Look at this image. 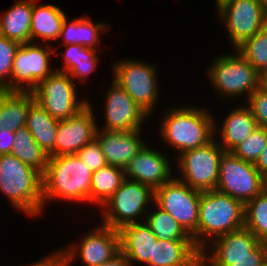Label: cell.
<instances>
[{
	"label": "cell",
	"mask_w": 267,
	"mask_h": 266,
	"mask_svg": "<svg viewBox=\"0 0 267 266\" xmlns=\"http://www.w3.org/2000/svg\"><path fill=\"white\" fill-rule=\"evenodd\" d=\"M208 110L188 103L172 106L164 112L158 134L168 148L176 150V157L183 152L203 147L214 139L216 116L213 117L211 110Z\"/></svg>",
	"instance_id": "1"
},
{
	"label": "cell",
	"mask_w": 267,
	"mask_h": 266,
	"mask_svg": "<svg viewBox=\"0 0 267 266\" xmlns=\"http://www.w3.org/2000/svg\"><path fill=\"white\" fill-rule=\"evenodd\" d=\"M93 172L82 160L72 155L49 156L42 174V200L44 209L49 202L70 201L91 204V178Z\"/></svg>",
	"instance_id": "2"
},
{
	"label": "cell",
	"mask_w": 267,
	"mask_h": 266,
	"mask_svg": "<svg viewBox=\"0 0 267 266\" xmlns=\"http://www.w3.org/2000/svg\"><path fill=\"white\" fill-rule=\"evenodd\" d=\"M0 194L15 211L29 217L45 213L42 200V174L12 154L0 155Z\"/></svg>",
	"instance_id": "3"
},
{
	"label": "cell",
	"mask_w": 267,
	"mask_h": 266,
	"mask_svg": "<svg viewBox=\"0 0 267 266\" xmlns=\"http://www.w3.org/2000/svg\"><path fill=\"white\" fill-rule=\"evenodd\" d=\"M245 205L219 191H202L199 202L197 248L201 251L212 240L244 227Z\"/></svg>",
	"instance_id": "4"
},
{
	"label": "cell",
	"mask_w": 267,
	"mask_h": 266,
	"mask_svg": "<svg viewBox=\"0 0 267 266\" xmlns=\"http://www.w3.org/2000/svg\"><path fill=\"white\" fill-rule=\"evenodd\" d=\"M234 52L216 55L206 77L221 100L236 101L245 96L247 101L259 87L260 74L236 49Z\"/></svg>",
	"instance_id": "5"
},
{
	"label": "cell",
	"mask_w": 267,
	"mask_h": 266,
	"mask_svg": "<svg viewBox=\"0 0 267 266\" xmlns=\"http://www.w3.org/2000/svg\"><path fill=\"white\" fill-rule=\"evenodd\" d=\"M154 201L155 191L151 187L125 179L108 201L98 208L101 210V224L120 230L127 224L143 222Z\"/></svg>",
	"instance_id": "6"
},
{
	"label": "cell",
	"mask_w": 267,
	"mask_h": 266,
	"mask_svg": "<svg viewBox=\"0 0 267 266\" xmlns=\"http://www.w3.org/2000/svg\"><path fill=\"white\" fill-rule=\"evenodd\" d=\"M112 79L119 84L133 101L147 113L154 116L159 102L160 85L156 65L144 60L129 58L114 61L110 66Z\"/></svg>",
	"instance_id": "7"
},
{
	"label": "cell",
	"mask_w": 267,
	"mask_h": 266,
	"mask_svg": "<svg viewBox=\"0 0 267 266\" xmlns=\"http://www.w3.org/2000/svg\"><path fill=\"white\" fill-rule=\"evenodd\" d=\"M215 5L232 49L267 25V3L263 0H215Z\"/></svg>",
	"instance_id": "8"
},
{
	"label": "cell",
	"mask_w": 267,
	"mask_h": 266,
	"mask_svg": "<svg viewBox=\"0 0 267 266\" xmlns=\"http://www.w3.org/2000/svg\"><path fill=\"white\" fill-rule=\"evenodd\" d=\"M68 73L55 70L31 91L35 102L43 107L53 118L65 120L79 113L89 104L81 99L77 84ZM80 98V99H79Z\"/></svg>",
	"instance_id": "9"
},
{
	"label": "cell",
	"mask_w": 267,
	"mask_h": 266,
	"mask_svg": "<svg viewBox=\"0 0 267 266\" xmlns=\"http://www.w3.org/2000/svg\"><path fill=\"white\" fill-rule=\"evenodd\" d=\"M224 152L214 138L203 147L179 154L175 157L174 164L177 178L199 191L215 190L219 179L220 160Z\"/></svg>",
	"instance_id": "10"
},
{
	"label": "cell",
	"mask_w": 267,
	"mask_h": 266,
	"mask_svg": "<svg viewBox=\"0 0 267 266\" xmlns=\"http://www.w3.org/2000/svg\"><path fill=\"white\" fill-rule=\"evenodd\" d=\"M96 225L81 236L80 243L71 242L60 248L64 266H72L77 259L84 266H99L121 251L120 231L101 223Z\"/></svg>",
	"instance_id": "11"
},
{
	"label": "cell",
	"mask_w": 267,
	"mask_h": 266,
	"mask_svg": "<svg viewBox=\"0 0 267 266\" xmlns=\"http://www.w3.org/2000/svg\"><path fill=\"white\" fill-rule=\"evenodd\" d=\"M201 192L189 187L176 175L155 190L154 203L168 212L192 236L196 247Z\"/></svg>",
	"instance_id": "12"
},
{
	"label": "cell",
	"mask_w": 267,
	"mask_h": 266,
	"mask_svg": "<svg viewBox=\"0 0 267 266\" xmlns=\"http://www.w3.org/2000/svg\"><path fill=\"white\" fill-rule=\"evenodd\" d=\"M267 187L254 163L243 161L232 152H224L220 160L216 190L241 201L244 205Z\"/></svg>",
	"instance_id": "13"
},
{
	"label": "cell",
	"mask_w": 267,
	"mask_h": 266,
	"mask_svg": "<svg viewBox=\"0 0 267 266\" xmlns=\"http://www.w3.org/2000/svg\"><path fill=\"white\" fill-rule=\"evenodd\" d=\"M54 46L24 43L16 51L11 72V91L31 92L56 69L52 68ZM52 62V63H51Z\"/></svg>",
	"instance_id": "14"
},
{
	"label": "cell",
	"mask_w": 267,
	"mask_h": 266,
	"mask_svg": "<svg viewBox=\"0 0 267 266\" xmlns=\"http://www.w3.org/2000/svg\"><path fill=\"white\" fill-rule=\"evenodd\" d=\"M107 90L102 104L105 107L104 125L99 126L100 124L97 123V128L127 132L144 128L150 116L133 101L127 92L113 79Z\"/></svg>",
	"instance_id": "15"
},
{
	"label": "cell",
	"mask_w": 267,
	"mask_h": 266,
	"mask_svg": "<svg viewBox=\"0 0 267 266\" xmlns=\"http://www.w3.org/2000/svg\"><path fill=\"white\" fill-rule=\"evenodd\" d=\"M201 259L267 258V242H261L249 229L226 233L200 251Z\"/></svg>",
	"instance_id": "16"
},
{
	"label": "cell",
	"mask_w": 267,
	"mask_h": 266,
	"mask_svg": "<svg viewBox=\"0 0 267 266\" xmlns=\"http://www.w3.org/2000/svg\"><path fill=\"white\" fill-rule=\"evenodd\" d=\"M173 161L167 153L146 143L125 167V178L147 185L155 191L173 177Z\"/></svg>",
	"instance_id": "17"
},
{
	"label": "cell",
	"mask_w": 267,
	"mask_h": 266,
	"mask_svg": "<svg viewBox=\"0 0 267 266\" xmlns=\"http://www.w3.org/2000/svg\"><path fill=\"white\" fill-rule=\"evenodd\" d=\"M91 101L75 116L58 121L55 156L76 154L95 139L97 117Z\"/></svg>",
	"instance_id": "18"
},
{
	"label": "cell",
	"mask_w": 267,
	"mask_h": 266,
	"mask_svg": "<svg viewBox=\"0 0 267 266\" xmlns=\"http://www.w3.org/2000/svg\"><path fill=\"white\" fill-rule=\"evenodd\" d=\"M142 132L143 129L127 132L97 128L95 139L102 149L107 164L125 169L148 143L142 138Z\"/></svg>",
	"instance_id": "19"
},
{
	"label": "cell",
	"mask_w": 267,
	"mask_h": 266,
	"mask_svg": "<svg viewBox=\"0 0 267 266\" xmlns=\"http://www.w3.org/2000/svg\"><path fill=\"white\" fill-rule=\"evenodd\" d=\"M217 123L219 122L214 120V138H217V143L225 152H231L258 127L250 108L245 103L243 106L238 104L227 112L222 126Z\"/></svg>",
	"instance_id": "20"
},
{
	"label": "cell",
	"mask_w": 267,
	"mask_h": 266,
	"mask_svg": "<svg viewBox=\"0 0 267 266\" xmlns=\"http://www.w3.org/2000/svg\"><path fill=\"white\" fill-rule=\"evenodd\" d=\"M68 20L69 18L66 16L58 39L60 43L56 45L57 47L54 46V50L59 49L60 51L65 45L78 44L99 51L102 41L100 36L108 33L112 26L104 22L95 24L89 14L79 18L74 17L70 22Z\"/></svg>",
	"instance_id": "21"
},
{
	"label": "cell",
	"mask_w": 267,
	"mask_h": 266,
	"mask_svg": "<svg viewBox=\"0 0 267 266\" xmlns=\"http://www.w3.org/2000/svg\"><path fill=\"white\" fill-rule=\"evenodd\" d=\"M119 231L121 251L130 260L132 266L149 263L150 258H153L154 244L158 240L150 226L143 221L127 224Z\"/></svg>",
	"instance_id": "22"
},
{
	"label": "cell",
	"mask_w": 267,
	"mask_h": 266,
	"mask_svg": "<svg viewBox=\"0 0 267 266\" xmlns=\"http://www.w3.org/2000/svg\"><path fill=\"white\" fill-rule=\"evenodd\" d=\"M33 0L32 22L30 28L31 42L55 45L60 37L61 28L66 14L60 6L51 3L37 4ZM41 40V42H40Z\"/></svg>",
	"instance_id": "23"
},
{
	"label": "cell",
	"mask_w": 267,
	"mask_h": 266,
	"mask_svg": "<svg viewBox=\"0 0 267 266\" xmlns=\"http://www.w3.org/2000/svg\"><path fill=\"white\" fill-rule=\"evenodd\" d=\"M150 264L156 266H201L200 250L193 240H157Z\"/></svg>",
	"instance_id": "24"
},
{
	"label": "cell",
	"mask_w": 267,
	"mask_h": 266,
	"mask_svg": "<svg viewBox=\"0 0 267 266\" xmlns=\"http://www.w3.org/2000/svg\"><path fill=\"white\" fill-rule=\"evenodd\" d=\"M64 48L65 50L60 52L54 50V56L60 54L64 60L56 70L68 73L72 80L87 83L89 75L96 70L100 61L97 50L78 44L65 45Z\"/></svg>",
	"instance_id": "25"
},
{
	"label": "cell",
	"mask_w": 267,
	"mask_h": 266,
	"mask_svg": "<svg viewBox=\"0 0 267 266\" xmlns=\"http://www.w3.org/2000/svg\"><path fill=\"white\" fill-rule=\"evenodd\" d=\"M33 0H17L0 13V35L20 44L31 42Z\"/></svg>",
	"instance_id": "26"
},
{
	"label": "cell",
	"mask_w": 267,
	"mask_h": 266,
	"mask_svg": "<svg viewBox=\"0 0 267 266\" xmlns=\"http://www.w3.org/2000/svg\"><path fill=\"white\" fill-rule=\"evenodd\" d=\"M35 102L32 92L0 90V131H17L26 126L30 106Z\"/></svg>",
	"instance_id": "27"
},
{
	"label": "cell",
	"mask_w": 267,
	"mask_h": 266,
	"mask_svg": "<svg viewBox=\"0 0 267 266\" xmlns=\"http://www.w3.org/2000/svg\"><path fill=\"white\" fill-rule=\"evenodd\" d=\"M57 119L53 118L43 107L34 102L28 111L26 127L35 142L49 156H55Z\"/></svg>",
	"instance_id": "28"
},
{
	"label": "cell",
	"mask_w": 267,
	"mask_h": 266,
	"mask_svg": "<svg viewBox=\"0 0 267 266\" xmlns=\"http://www.w3.org/2000/svg\"><path fill=\"white\" fill-rule=\"evenodd\" d=\"M125 179L123 168L108 164L93 172L91 178V205L103 206Z\"/></svg>",
	"instance_id": "29"
},
{
	"label": "cell",
	"mask_w": 267,
	"mask_h": 266,
	"mask_svg": "<svg viewBox=\"0 0 267 266\" xmlns=\"http://www.w3.org/2000/svg\"><path fill=\"white\" fill-rule=\"evenodd\" d=\"M11 154L41 174L48 165L49 155L35 142L26 126L15 131V142Z\"/></svg>",
	"instance_id": "30"
},
{
	"label": "cell",
	"mask_w": 267,
	"mask_h": 266,
	"mask_svg": "<svg viewBox=\"0 0 267 266\" xmlns=\"http://www.w3.org/2000/svg\"><path fill=\"white\" fill-rule=\"evenodd\" d=\"M152 209V210H151ZM146 214L145 222L160 240H193L192 236L168 213L155 203Z\"/></svg>",
	"instance_id": "31"
},
{
	"label": "cell",
	"mask_w": 267,
	"mask_h": 266,
	"mask_svg": "<svg viewBox=\"0 0 267 266\" xmlns=\"http://www.w3.org/2000/svg\"><path fill=\"white\" fill-rule=\"evenodd\" d=\"M244 227L267 242V187L245 204Z\"/></svg>",
	"instance_id": "32"
},
{
	"label": "cell",
	"mask_w": 267,
	"mask_h": 266,
	"mask_svg": "<svg viewBox=\"0 0 267 266\" xmlns=\"http://www.w3.org/2000/svg\"><path fill=\"white\" fill-rule=\"evenodd\" d=\"M236 50L261 74L267 70V25Z\"/></svg>",
	"instance_id": "33"
},
{
	"label": "cell",
	"mask_w": 267,
	"mask_h": 266,
	"mask_svg": "<svg viewBox=\"0 0 267 266\" xmlns=\"http://www.w3.org/2000/svg\"><path fill=\"white\" fill-rule=\"evenodd\" d=\"M266 146L267 129L258 126L247 139L231 152L243 161L255 163Z\"/></svg>",
	"instance_id": "34"
},
{
	"label": "cell",
	"mask_w": 267,
	"mask_h": 266,
	"mask_svg": "<svg viewBox=\"0 0 267 266\" xmlns=\"http://www.w3.org/2000/svg\"><path fill=\"white\" fill-rule=\"evenodd\" d=\"M21 44L0 35V90L11 91V72Z\"/></svg>",
	"instance_id": "35"
},
{
	"label": "cell",
	"mask_w": 267,
	"mask_h": 266,
	"mask_svg": "<svg viewBox=\"0 0 267 266\" xmlns=\"http://www.w3.org/2000/svg\"><path fill=\"white\" fill-rule=\"evenodd\" d=\"M76 156L86 164L92 172L98 171L101 167L107 165L105 156L96 139L83 146Z\"/></svg>",
	"instance_id": "36"
},
{
	"label": "cell",
	"mask_w": 267,
	"mask_h": 266,
	"mask_svg": "<svg viewBox=\"0 0 267 266\" xmlns=\"http://www.w3.org/2000/svg\"><path fill=\"white\" fill-rule=\"evenodd\" d=\"M244 103L250 108L258 126L267 129V92L258 87Z\"/></svg>",
	"instance_id": "37"
},
{
	"label": "cell",
	"mask_w": 267,
	"mask_h": 266,
	"mask_svg": "<svg viewBox=\"0 0 267 266\" xmlns=\"http://www.w3.org/2000/svg\"><path fill=\"white\" fill-rule=\"evenodd\" d=\"M267 258L201 259V266H262Z\"/></svg>",
	"instance_id": "38"
},
{
	"label": "cell",
	"mask_w": 267,
	"mask_h": 266,
	"mask_svg": "<svg viewBox=\"0 0 267 266\" xmlns=\"http://www.w3.org/2000/svg\"><path fill=\"white\" fill-rule=\"evenodd\" d=\"M21 266V265H20ZM24 266H64L63 265V255L59 248V250L51 251V253L47 254L44 258L38 259L35 262L24 264Z\"/></svg>",
	"instance_id": "39"
},
{
	"label": "cell",
	"mask_w": 267,
	"mask_h": 266,
	"mask_svg": "<svg viewBox=\"0 0 267 266\" xmlns=\"http://www.w3.org/2000/svg\"><path fill=\"white\" fill-rule=\"evenodd\" d=\"M15 142V132L5 128L0 131V155L11 154Z\"/></svg>",
	"instance_id": "40"
},
{
	"label": "cell",
	"mask_w": 267,
	"mask_h": 266,
	"mask_svg": "<svg viewBox=\"0 0 267 266\" xmlns=\"http://www.w3.org/2000/svg\"><path fill=\"white\" fill-rule=\"evenodd\" d=\"M99 266H132V263L127 258V256L122 251H120L109 261Z\"/></svg>",
	"instance_id": "41"
},
{
	"label": "cell",
	"mask_w": 267,
	"mask_h": 266,
	"mask_svg": "<svg viewBox=\"0 0 267 266\" xmlns=\"http://www.w3.org/2000/svg\"><path fill=\"white\" fill-rule=\"evenodd\" d=\"M260 175L267 181V146L254 163Z\"/></svg>",
	"instance_id": "42"
},
{
	"label": "cell",
	"mask_w": 267,
	"mask_h": 266,
	"mask_svg": "<svg viewBox=\"0 0 267 266\" xmlns=\"http://www.w3.org/2000/svg\"><path fill=\"white\" fill-rule=\"evenodd\" d=\"M259 87L267 92V70L260 74Z\"/></svg>",
	"instance_id": "43"
},
{
	"label": "cell",
	"mask_w": 267,
	"mask_h": 266,
	"mask_svg": "<svg viewBox=\"0 0 267 266\" xmlns=\"http://www.w3.org/2000/svg\"><path fill=\"white\" fill-rule=\"evenodd\" d=\"M143 266H156V265H154V264H150V263H144V264H142Z\"/></svg>",
	"instance_id": "44"
},
{
	"label": "cell",
	"mask_w": 267,
	"mask_h": 266,
	"mask_svg": "<svg viewBox=\"0 0 267 266\" xmlns=\"http://www.w3.org/2000/svg\"><path fill=\"white\" fill-rule=\"evenodd\" d=\"M262 266H267V259L263 262Z\"/></svg>",
	"instance_id": "45"
}]
</instances>
